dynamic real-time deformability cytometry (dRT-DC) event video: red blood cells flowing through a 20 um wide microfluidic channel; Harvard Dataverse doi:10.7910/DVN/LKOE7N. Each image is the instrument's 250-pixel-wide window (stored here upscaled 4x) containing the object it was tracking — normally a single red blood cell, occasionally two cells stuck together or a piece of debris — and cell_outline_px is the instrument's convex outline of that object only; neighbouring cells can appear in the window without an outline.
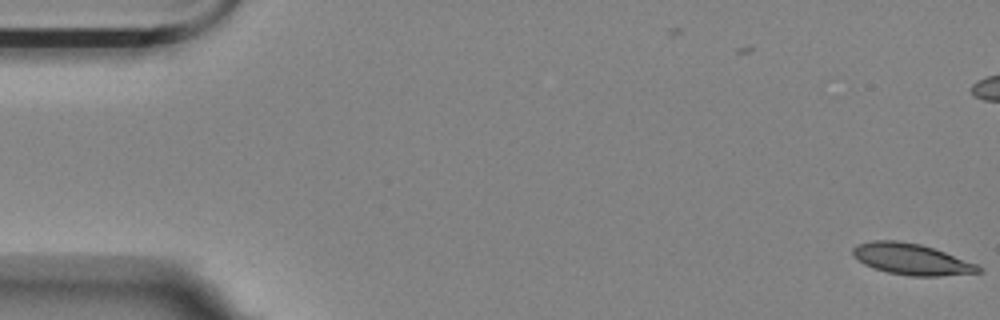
{"species": "Egyptian fruit bat (a non-hibernating species)", "species_latin": "Rousettus aegyptiacus", "temperature_condition": "room temperature", "stored_images_in_passage": 4, "camera_frame_rate_fps": 3000, "um_per_image_px": 0.085, "animal": {"sex": "female"}, "frame": {"image": 1, "passage_image": 1, "time_ms": 0.0, "image_size_px": [1000, 320], "cell_outline_px": [[984, 272], [940, 276], [908, 276], [888, 272], [864, 264], [852, 252], [852, 248], [856, 244], [872, 240], [896, 240], [920, 244], [944, 252], [976, 264], [984, 268]], "centroid_in_image_um": [77.5, 22.03], "position_along_channel_um": 7.5, "area_um2": 22.66}}